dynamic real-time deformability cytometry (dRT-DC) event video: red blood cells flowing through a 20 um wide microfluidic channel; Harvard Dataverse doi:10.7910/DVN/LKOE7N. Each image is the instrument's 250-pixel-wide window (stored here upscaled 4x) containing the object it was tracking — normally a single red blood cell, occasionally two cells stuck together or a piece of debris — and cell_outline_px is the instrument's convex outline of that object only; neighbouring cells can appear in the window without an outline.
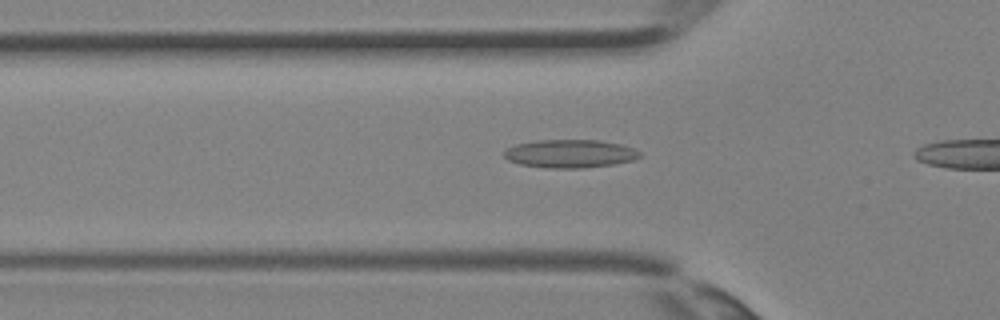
{"species": "Egyptian fruit bat (a non-hibernating species)", "species_latin": "Rousettus aegyptiacus", "temperature_condition": "room temperature", "stored_images_in_passage": 7, "segment_of_instrument_passage": [2, 2], "camera_frame_rate_fps": 3000, "um_per_image_px": 0.085, "animal": {"sex": "female"}, "frame": {"image": 1, "passage_image": 7, "time_ms": 2.0, "image_size_px": [1000, 320], "cell_outline_px": [[640, 156], [632, 160], [612, 164], [584, 168], [548, 168], [520, 164], [508, 160], [504, 156], [504, 148], [516, 144], [536, 140], [600, 140], [620, 144], [632, 148], [640, 152]], "centroid_in_image_um": [48.4, 13.05], "position_along_channel_um": 77.4, "area_um2": 22.25}}